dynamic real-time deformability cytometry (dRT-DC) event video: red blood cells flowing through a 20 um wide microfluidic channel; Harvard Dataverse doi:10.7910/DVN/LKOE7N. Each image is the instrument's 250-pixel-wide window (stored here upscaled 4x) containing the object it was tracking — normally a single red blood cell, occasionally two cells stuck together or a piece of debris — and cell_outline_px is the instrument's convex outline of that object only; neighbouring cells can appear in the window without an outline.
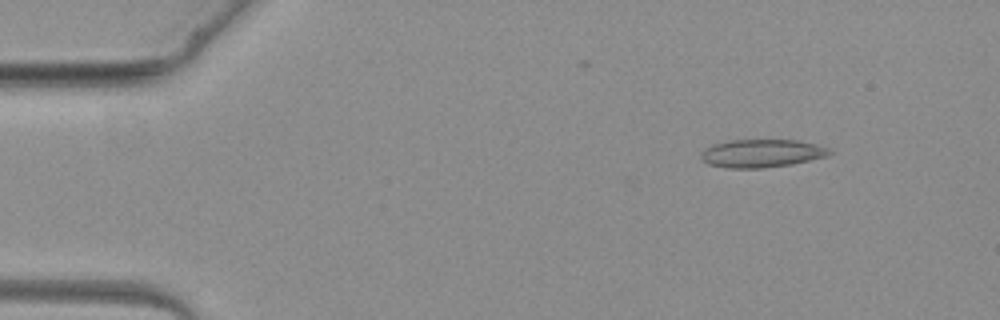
{"species": "common noctule bat (a hibernating species)", "species_latin": "Nyctalus noctula", "temperature_condition": "warm", "stored_images_in_passage": 3, "camera_frame_rate_fps": 3000, "um_per_image_px": 0.085, "animal": {"sex": "female", "body_mass_g": 19.3, "forearm_length_mm": 54.1}, "frame": {"image": 1, "passage_image": 2, "time_ms": 1.333, "image_size_px": [1000, 320], "cell_outline_px": [[832, 152], [828, 156], [792, 164], [764, 168], [728, 168], [708, 164], [700, 156], [704, 148], [712, 144], [732, 140], [796, 140], [816, 144], [828, 148]], "centroid_in_image_um": [64.74, 13.03], "position_along_channel_um": 20.3, "area_um2": 20.98}}
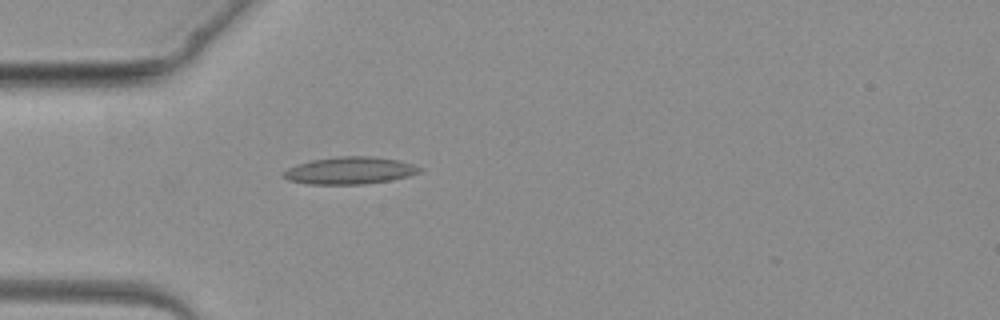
{"frame": {"image": 2, "passage_image": 3, "time_ms": 3.667, "image_size_px": [1000, 320], "cell_outline_px": [[420, 172], [408, 176], [392, 180], [364, 184], [308, 184], [288, 180], [284, 176], [284, 172], [288, 168], [296, 164], [312, 160], [340, 156], [368, 156], [400, 160], [412, 164], [420, 168]], "centroid_in_image_um": [29.73, 14.5], "position_along_channel_um": 55.3, "area_um2": 21.44}}